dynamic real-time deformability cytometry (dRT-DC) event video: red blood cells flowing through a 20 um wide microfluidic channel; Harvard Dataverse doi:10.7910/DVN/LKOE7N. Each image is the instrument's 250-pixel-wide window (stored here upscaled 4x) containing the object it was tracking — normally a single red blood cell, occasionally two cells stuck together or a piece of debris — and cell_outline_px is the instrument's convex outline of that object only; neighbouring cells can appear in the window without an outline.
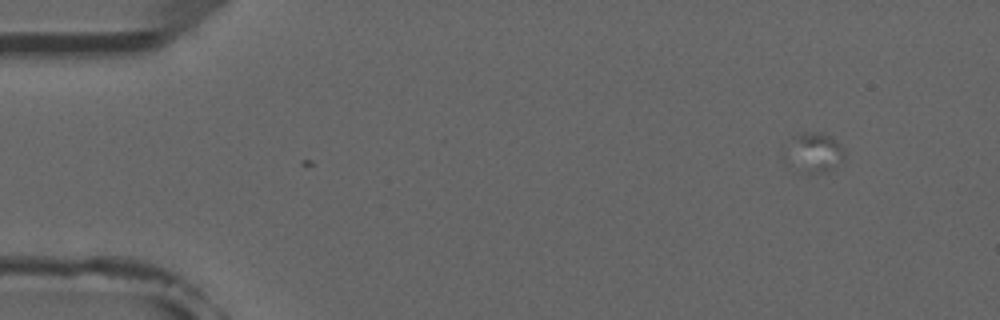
{"species": "common noctule bat (a hibernating species)", "species_latin": "Nyctalus noctula", "temperature_condition": "room temperature", "stored_images_in_passage": 4, "camera_frame_rate_fps": 3000, "um_per_image_px": 0.085, "animal": {"sex": "male", "forearm_length_mm": 52.5}, "frame": {"image": 1, "passage_image": 1, "time_ms": 0.0, "image_size_px": [1000, 320], "cell_outline_px": [[844, 160], [832, 168], [824, 172], [808, 172], [792, 136], [812, 132], [820, 132], [828, 136], [840, 144], [844, 148]], "centroid_in_image_um": [69.61, 12.87], "position_along_channel_um": 15.4, "area_um2": 10.64}}
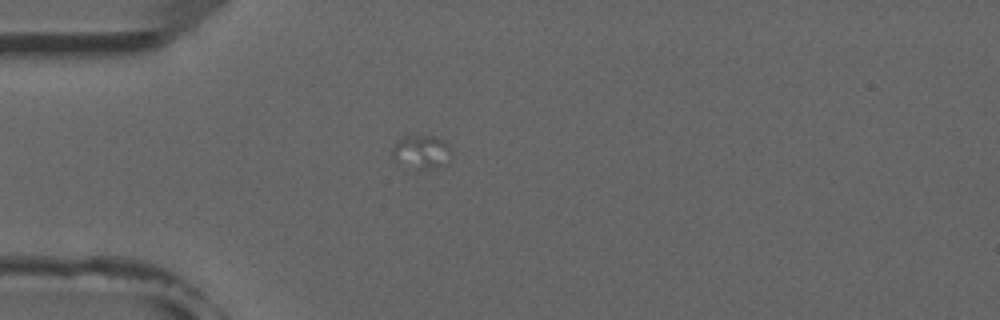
{"frame": {"image": 2, "passage_image": 4, "time_ms": 3.333, "image_size_px": [1000, 320], "cell_outline_px": [[448, 164], [416, 172], [396, 160], [392, 156], [392, 148], [396, 140], [404, 136], [436, 136], [448, 140]], "centroid_in_image_um": [35.8, 12.93], "position_along_channel_um": 49.2, "area_um2": 11.85}}